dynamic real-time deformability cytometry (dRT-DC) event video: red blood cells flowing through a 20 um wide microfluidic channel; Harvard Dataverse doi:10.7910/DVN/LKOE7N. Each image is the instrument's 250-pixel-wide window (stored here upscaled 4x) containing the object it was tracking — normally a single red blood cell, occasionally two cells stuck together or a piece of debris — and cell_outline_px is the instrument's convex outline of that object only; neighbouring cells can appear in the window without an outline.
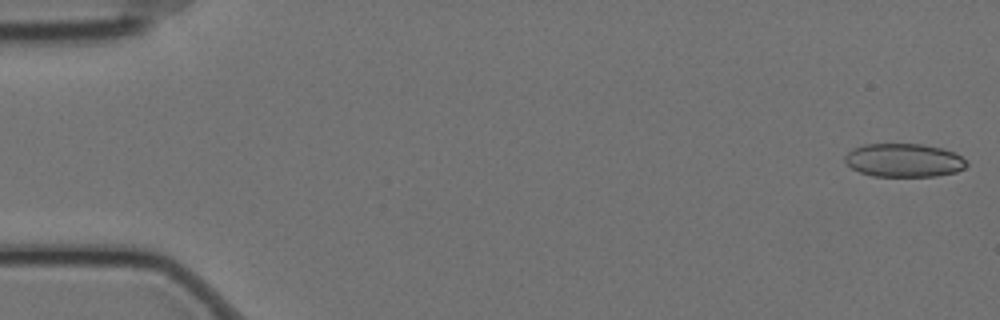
{"species": "Egyptian fruit bat (a non-hibernating species)", "species_latin": "Rousettus aegyptiacus", "temperature_condition": "cold", "stored_images_in_passage": 58, "camera_frame_rate_fps": 3000, "um_per_image_px": 0.085, "animal": {"sex": "female"}, "frame": {"image": 1, "passage_image": 1, "time_ms": 0.0, "image_size_px": [1000, 320], "cell_outline_px": [[968, 164], [964, 168], [956, 172], [936, 176], [872, 176], [860, 172], [852, 168], [844, 160], [844, 156], [852, 148], [864, 144], [920, 144], [944, 148], [956, 152]], "centroid_in_image_um": [76.83, 13.62], "position_along_channel_um": 8.2, "area_um2": 23.81}}
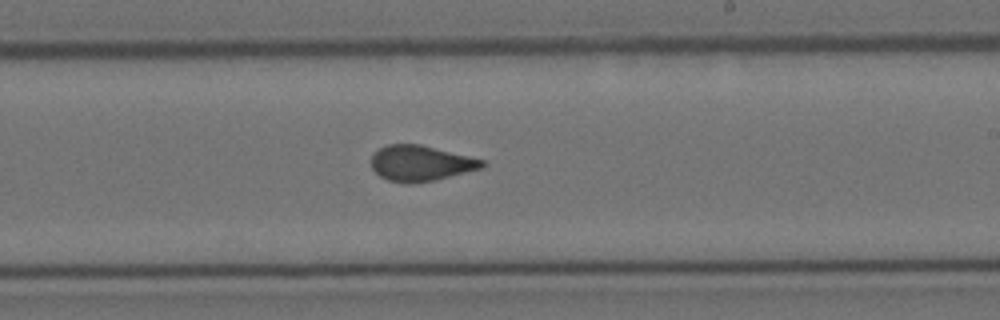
{"frame": {"image": 2, "passage_image": 34, "time_ms": 11.0, "image_size_px": [1000, 320], "cell_outline_px": [[484, 168], [432, 180], [412, 184], [388, 180], [380, 176], [372, 168], [372, 156], [380, 148], [388, 144], [420, 144], [484, 160]], "centroid_in_image_um": [35.75, 13.87], "position_along_channel_um": 253.2, "area_um2": 22.66}}
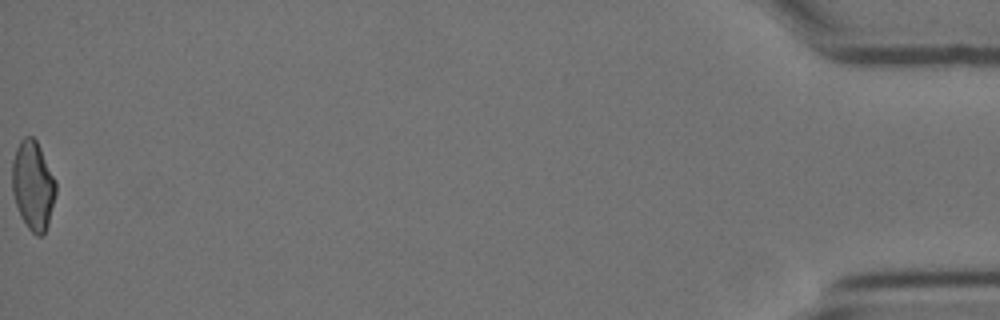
{"frame": {"image": 3, "passage_image": 58, "time_ms": 19.0, "image_size_px": [1000, 320], "cell_outline_px": [[56, 192], [48, 224], [44, 236], [36, 236], [28, 228], [20, 216], [12, 192], [12, 160], [16, 148], [20, 140], [24, 136], [32, 136], [36, 140], [56, 180]], "centroid_in_image_um": [2.8, 15.77], "position_along_channel_um": 432.4, "area_um2": 22.77}, "authors_computed_cell_mechanics": {"area_um2": 23.5246, "velocity_mm_per_s": 3.4791, "shape_relaxation_time_tau1_ms": null, "shape_relaxation_time_tau2_ms": 1.0641, "deformation_change_tau1": null, "deformation_change_tau2": 0.0575}}